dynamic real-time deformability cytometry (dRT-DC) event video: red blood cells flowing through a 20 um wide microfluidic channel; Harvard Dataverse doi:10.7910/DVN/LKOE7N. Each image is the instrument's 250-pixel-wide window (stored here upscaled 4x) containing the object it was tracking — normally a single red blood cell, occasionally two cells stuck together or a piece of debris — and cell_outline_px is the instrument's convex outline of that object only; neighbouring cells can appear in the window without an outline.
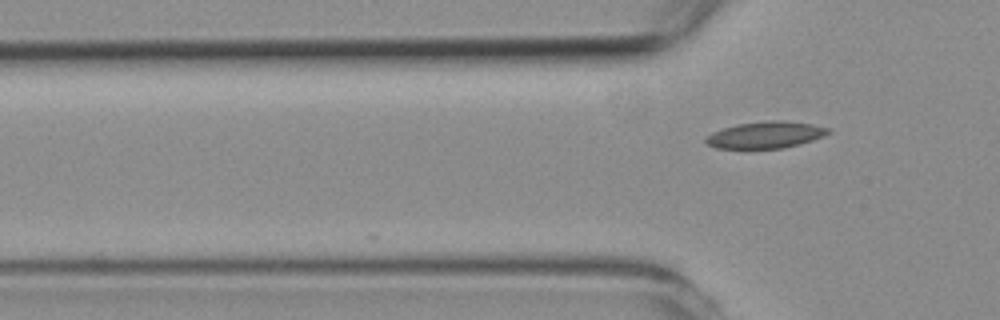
{"species": "common noctule bat (a hibernating species)", "species_latin": "Nyctalus noctula", "temperature_condition": "room temperature", "stored_images_in_passage": 3, "camera_frame_rate_fps": 3000, "um_per_image_px": 0.085, "animal": {"sex": "female", "body_mass_g": 19.3, "forearm_length_mm": 54.1}, "frame": {"image": 1, "passage_image": 3, "time_ms": 0.667, "image_size_px": [1000, 320], "cell_outline_px": [[828, 132], [812, 140], [800, 144], [784, 148], [752, 152], [716, 148], [708, 144], [704, 140], [712, 132], [736, 124], [768, 120], [780, 120], [812, 124], [828, 128]], "centroid_in_image_um": [64.97, 11.52], "position_along_channel_um": 60.8, "area_um2": 19.71}}